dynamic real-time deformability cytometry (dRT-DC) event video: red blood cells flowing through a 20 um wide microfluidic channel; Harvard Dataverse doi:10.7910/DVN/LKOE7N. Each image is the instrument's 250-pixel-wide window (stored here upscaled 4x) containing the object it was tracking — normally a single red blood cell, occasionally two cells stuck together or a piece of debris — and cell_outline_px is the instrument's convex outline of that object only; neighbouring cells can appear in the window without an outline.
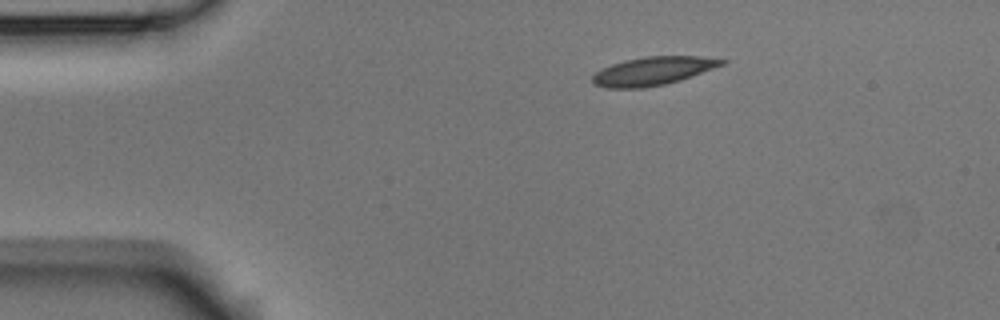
{"species": "Egyptian fruit bat (a non-hibernating species)", "species_latin": "Rousettus aegyptiacus", "temperature_condition": "room temperature", "stored_images_in_passage": 8, "camera_frame_rate_fps": 3000, "um_per_image_px": 0.085, "animal": {"sex": "male"}, "frame": {"image": 1, "passage_image": 1, "time_ms": 0.0, "image_size_px": [1000, 320], "cell_outline_px": [[728, 60], [724, 64], [680, 80], [664, 84], [644, 88], [604, 88], [592, 84], [592, 76], [596, 72], [612, 64], [624, 60], [644, 56], [700, 56]], "centroid_in_image_um": [55.47, 6.04], "position_along_channel_um": 29.5, "area_um2": 21.33}}
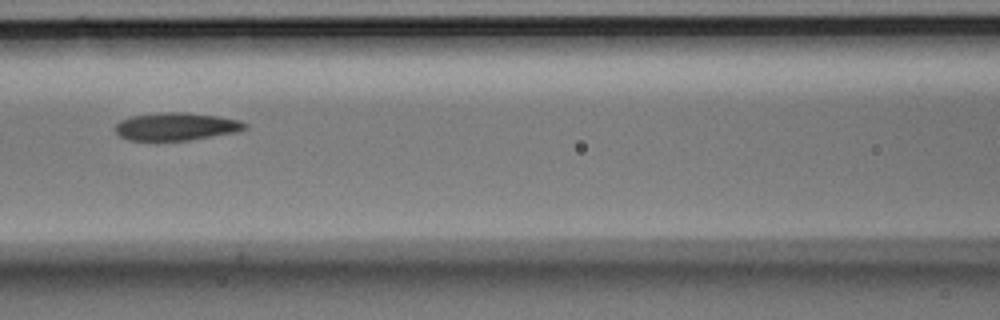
{"frame": {"image": 2, "passage_image": 5, "time_ms": 1.333, "image_size_px": [1000, 320], "cell_outline_px": [[248, 128], [236, 132], [188, 140], [128, 140], [120, 136], [116, 132], [116, 124], [120, 120], [132, 116], [164, 112], [188, 112], [220, 116], [240, 120], [248, 124]], "centroid_in_image_um": [15.02, 10.74], "position_along_channel_um": 151.6, "area_um2": 20.98}}
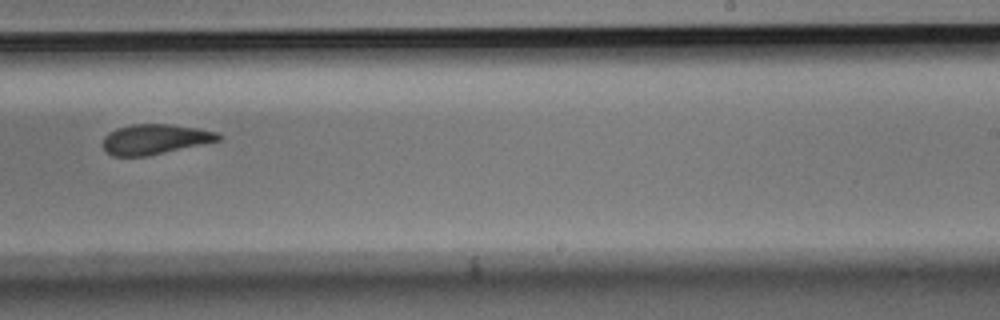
{"frame": {"image": 3, "passage_image": 8, "time_ms": 2.333, "image_size_px": [1000, 320], "cell_outline_px": [[224, 136], [220, 140], [148, 156], [112, 156], [104, 148], [104, 136], [108, 132], [116, 128], [132, 124], [168, 124], [196, 128], [216, 132]], "centroid_in_image_um": [13.16, 11.83], "position_along_channel_um": 275.8, "area_um2": 20.11}}